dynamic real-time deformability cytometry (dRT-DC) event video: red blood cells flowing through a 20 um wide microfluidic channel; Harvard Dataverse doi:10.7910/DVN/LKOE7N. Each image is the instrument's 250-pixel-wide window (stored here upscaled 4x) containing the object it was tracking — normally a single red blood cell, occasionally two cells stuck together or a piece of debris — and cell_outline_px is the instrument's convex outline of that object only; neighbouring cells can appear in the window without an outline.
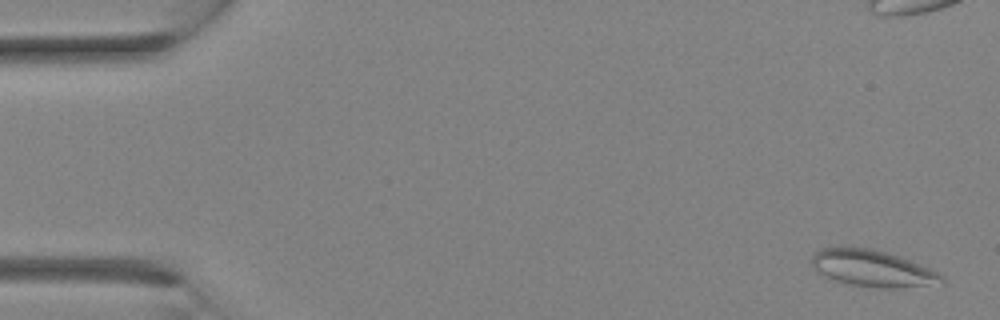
{"species": "Egyptian fruit bat (a non-hibernating species)", "species_latin": "Rousettus aegyptiacus", "temperature_condition": "room temperature", "stored_images_in_passage": 3, "camera_frame_rate_fps": 3000, "um_per_image_px": 0.085, "animal": {"sex": "female"}, "frame": {"image": 1, "passage_image": 1, "time_ms": 0.0, "image_size_px": [1000, 320], "cell_outline_px": [[944, 284], [896, 288], [880, 288], [852, 284], [836, 280], [824, 276], [812, 264], [812, 256], [820, 248], [872, 248], [900, 256], [940, 272], [944, 276]], "centroid_in_image_um": [74.26, 22.82], "position_along_channel_um": 10.7, "area_um2": 27.51}}